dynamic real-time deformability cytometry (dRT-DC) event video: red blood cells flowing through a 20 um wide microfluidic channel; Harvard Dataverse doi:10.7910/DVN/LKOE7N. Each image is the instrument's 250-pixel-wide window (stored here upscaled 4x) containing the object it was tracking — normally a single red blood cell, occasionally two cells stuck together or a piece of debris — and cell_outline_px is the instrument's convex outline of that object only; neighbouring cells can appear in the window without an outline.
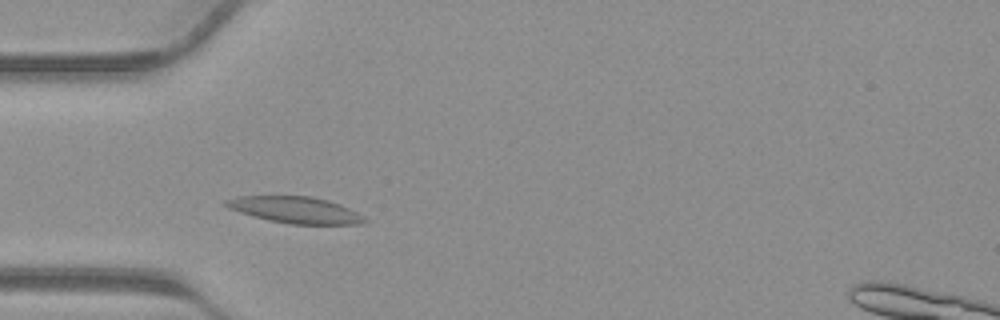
{"species": "common noctule bat (a hibernating species)", "species_latin": "Nyctalus noctula", "temperature_condition": "warm", "stored_images_in_passage": 14, "camera_frame_rate_fps": 3000, "um_per_image_px": 0.085, "animal": {"sex": "male", "body_mass_g": 23.1, "forearm_length_mm": 52.7}, "frame": {"image": 1, "passage_image": 3, "time_ms": 0.667, "image_size_px": [1000, 320], "cell_outline_px": [[368, 220], [364, 224], [292, 224], [252, 216], [228, 208], [224, 204], [224, 200], [236, 196], [312, 196], [328, 200], [340, 204], [364, 216]], "centroid_in_image_um": [25.11, 17.83], "position_along_channel_um": 59.9, "area_um2": 21.33}}
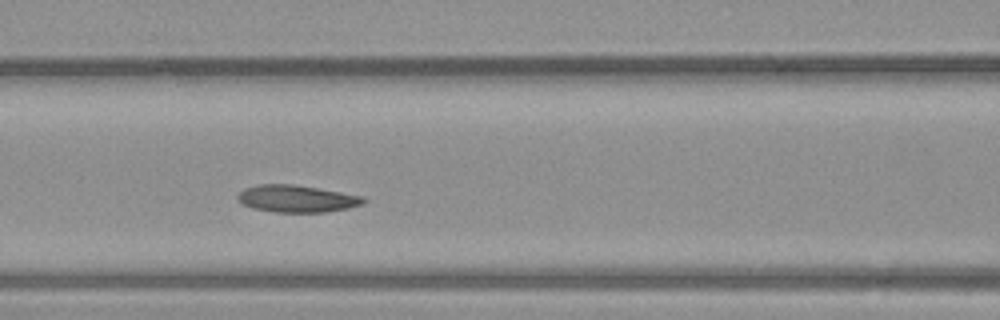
{"frame": {"image": 2, "passage_image": 8, "time_ms": 2.333, "image_size_px": [1000, 320], "cell_outline_px": [[368, 200], [364, 204], [348, 208], [324, 212], [276, 212], [256, 208], [244, 204], [236, 196], [244, 188], [260, 184], [292, 184], [364, 196]], "centroid_in_image_um": [25.28, 16.88], "position_along_channel_um": 141.3, "area_um2": 19.65}}
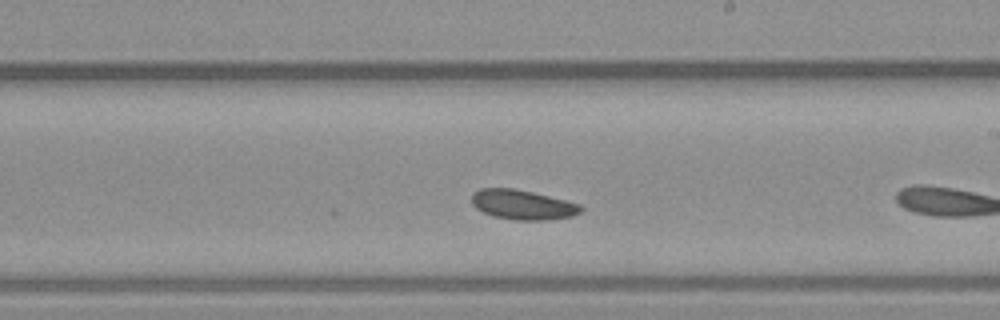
{"frame": {"image": 3, "passage_image": 12, "time_ms": 3.667, "image_size_px": [1000, 320], "cell_outline_px": [[584, 208], [580, 212], [572, 216], [544, 220], [516, 220], [492, 216], [476, 208], [472, 204], [472, 192], [480, 188], [512, 188], [532, 192], [580, 204]], "centroid_in_image_um": [44.39, 17.4], "position_along_channel_um": 244.6, "area_um2": 18.79}}